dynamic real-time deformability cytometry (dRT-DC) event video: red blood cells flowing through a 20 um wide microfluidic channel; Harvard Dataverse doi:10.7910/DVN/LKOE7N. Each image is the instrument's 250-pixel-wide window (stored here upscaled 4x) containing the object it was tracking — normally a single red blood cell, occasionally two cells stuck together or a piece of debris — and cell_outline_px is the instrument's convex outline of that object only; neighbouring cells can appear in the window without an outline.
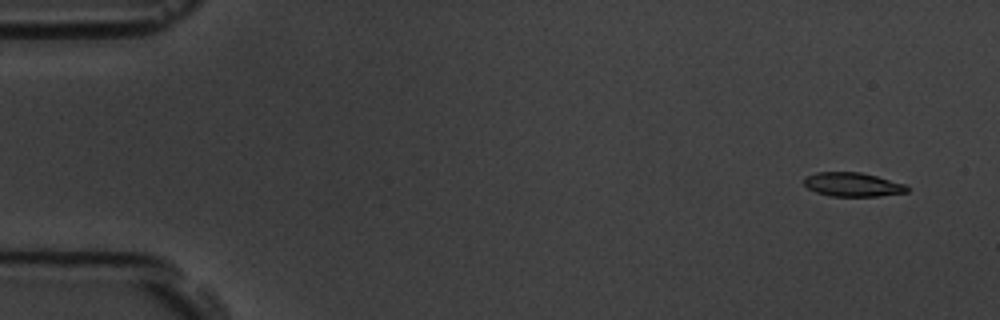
{"species": "common noctule bat (a hibernating species)", "species_latin": "Nyctalus noctula", "temperature_condition": "room temperature", "stored_images_in_passage": 5, "camera_frame_rate_fps": 3000, "um_per_image_px": 0.085, "animal": {"sex": "male", "body_mass_g": 19.5, "forearm_length_mm": 54.6}, "frame": {"image": 1, "passage_image": 1, "time_ms": 0.0, "image_size_px": [1000, 320], "cell_outline_px": [[908, 192], [880, 196], [832, 196], [816, 192], [808, 188], [804, 184], [804, 176], [816, 172], [860, 172], [876, 176], [904, 184], [908, 188]], "centroid_in_image_um": [72.44, 15.68], "position_along_channel_um": 12.6, "area_um2": 14.33}}
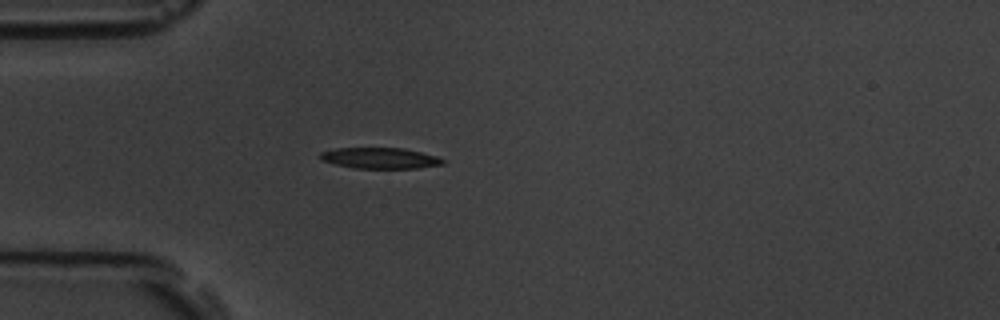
{"frame": {"image": 2, "passage_image": 5, "time_ms": 4.333, "image_size_px": [1000, 320], "cell_outline_px": [[444, 164], [416, 168], [352, 168], [320, 160], [320, 152], [336, 148], [404, 148], [436, 156], [444, 160]], "centroid_in_image_um": [32.27, 13.44], "position_along_channel_um": 52.7, "area_um2": 14.85}}